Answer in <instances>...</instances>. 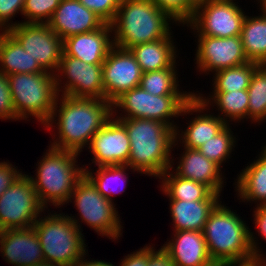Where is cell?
I'll return each instance as SVG.
<instances>
[{"label":"cell","mask_w":266,"mask_h":266,"mask_svg":"<svg viewBox=\"0 0 266 266\" xmlns=\"http://www.w3.org/2000/svg\"><path fill=\"white\" fill-rule=\"evenodd\" d=\"M112 116L109 100L58 94L51 117L41 128L52 132L49 146L82 154Z\"/></svg>","instance_id":"cell-1"},{"label":"cell","mask_w":266,"mask_h":266,"mask_svg":"<svg viewBox=\"0 0 266 266\" xmlns=\"http://www.w3.org/2000/svg\"><path fill=\"white\" fill-rule=\"evenodd\" d=\"M130 139L128 166L141 175L157 179L171 167L175 129L142 118H118Z\"/></svg>","instance_id":"cell-2"},{"label":"cell","mask_w":266,"mask_h":266,"mask_svg":"<svg viewBox=\"0 0 266 266\" xmlns=\"http://www.w3.org/2000/svg\"><path fill=\"white\" fill-rule=\"evenodd\" d=\"M173 26L180 28L152 0H121L111 23L113 46L129 50L138 44L174 38Z\"/></svg>","instance_id":"cell-3"},{"label":"cell","mask_w":266,"mask_h":266,"mask_svg":"<svg viewBox=\"0 0 266 266\" xmlns=\"http://www.w3.org/2000/svg\"><path fill=\"white\" fill-rule=\"evenodd\" d=\"M45 149L43 156L37 160L35 175L27 173L32 180L41 204L46 208L60 210L72 195L78 180L84 175V168L80 161L81 154L53 148ZM50 208H49V207Z\"/></svg>","instance_id":"cell-4"},{"label":"cell","mask_w":266,"mask_h":266,"mask_svg":"<svg viewBox=\"0 0 266 266\" xmlns=\"http://www.w3.org/2000/svg\"><path fill=\"white\" fill-rule=\"evenodd\" d=\"M249 224L222 200L209 214L203 234L213 261L242 263L255 259L249 239Z\"/></svg>","instance_id":"cell-5"},{"label":"cell","mask_w":266,"mask_h":266,"mask_svg":"<svg viewBox=\"0 0 266 266\" xmlns=\"http://www.w3.org/2000/svg\"><path fill=\"white\" fill-rule=\"evenodd\" d=\"M33 228L38 234L46 262L73 266L83 260L89 248L85 235L62 210H45Z\"/></svg>","instance_id":"cell-6"},{"label":"cell","mask_w":266,"mask_h":266,"mask_svg":"<svg viewBox=\"0 0 266 266\" xmlns=\"http://www.w3.org/2000/svg\"><path fill=\"white\" fill-rule=\"evenodd\" d=\"M71 203L78 213L77 215L66 213V215L83 235L86 233H83L82 225L86 224L87 228L93 230L98 236L115 243L120 242L125 227L121 222L122 217L117 210V205L103 197L85 174L76 183L67 205Z\"/></svg>","instance_id":"cell-7"},{"label":"cell","mask_w":266,"mask_h":266,"mask_svg":"<svg viewBox=\"0 0 266 266\" xmlns=\"http://www.w3.org/2000/svg\"><path fill=\"white\" fill-rule=\"evenodd\" d=\"M17 121L43 126L51 117L58 96L55 74L51 72L8 75ZM32 117V119H30Z\"/></svg>","instance_id":"cell-8"},{"label":"cell","mask_w":266,"mask_h":266,"mask_svg":"<svg viewBox=\"0 0 266 266\" xmlns=\"http://www.w3.org/2000/svg\"><path fill=\"white\" fill-rule=\"evenodd\" d=\"M193 96H154L138 86L123 92L112 102L113 117L154 119L176 129L183 107Z\"/></svg>","instance_id":"cell-9"},{"label":"cell","mask_w":266,"mask_h":266,"mask_svg":"<svg viewBox=\"0 0 266 266\" xmlns=\"http://www.w3.org/2000/svg\"><path fill=\"white\" fill-rule=\"evenodd\" d=\"M234 0H207L197 4L193 18L183 26L192 36H240L246 9ZM245 9V10H244ZM246 12V13H245Z\"/></svg>","instance_id":"cell-10"},{"label":"cell","mask_w":266,"mask_h":266,"mask_svg":"<svg viewBox=\"0 0 266 266\" xmlns=\"http://www.w3.org/2000/svg\"><path fill=\"white\" fill-rule=\"evenodd\" d=\"M26 173L0 196V224L5 230L33 227L39 216L47 210Z\"/></svg>","instance_id":"cell-11"},{"label":"cell","mask_w":266,"mask_h":266,"mask_svg":"<svg viewBox=\"0 0 266 266\" xmlns=\"http://www.w3.org/2000/svg\"><path fill=\"white\" fill-rule=\"evenodd\" d=\"M58 94L104 99L102 64H90L62 53L55 73Z\"/></svg>","instance_id":"cell-12"},{"label":"cell","mask_w":266,"mask_h":266,"mask_svg":"<svg viewBox=\"0 0 266 266\" xmlns=\"http://www.w3.org/2000/svg\"><path fill=\"white\" fill-rule=\"evenodd\" d=\"M196 48L193 54L196 75L207 76L215 72L240 66L249 62L240 36L217 38L211 36H193ZM197 38V39H196ZM196 51V52H195ZM196 64V65H195Z\"/></svg>","instance_id":"cell-13"},{"label":"cell","mask_w":266,"mask_h":266,"mask_svg":"<svg viewBox=\"0 0 266 266\" xmlns=\"http://www.w3.org/2000/svg\"><path fill=\"white\" fill-rule=\"evenodd\" d=\"M7 31L45 71L57 72L63 53V40L48 24L21 23Z\"/></svg>","instance_id":"cell-14"},{"label":"cell","mask_w":266,"mask_h":266,"mask_svg":"<svg viewBox=\"0 0 266 266\" xmlns=\"http://www.w3.org/2000/svg\"><path fill=\"white\" fill-rule=\"evenodd\" d=\"M202 103L195 95L185 104L180 117L186 120V127L180 121L175 129V141L189 149H198L210 138L220 133L228 124ZM193 115L192 117H189ZM195 115V116H194ZM185 117V118H184ZM189 117V118H188ZM184 129V130H183Z\"/></svg>","instance_id":"cell-15"},{"label":"cell","mask_w":266,"mask_h":266,"mask_svg":"<svg viewBox=\"0 0 266 266\" xmlns=\"http://www.w3.org/2000/svg\"><path fill=\"white\" fill-rule=\"evenodd\" d=\"M84 151H87L88 155L90 153L92 159L88 164L84 163L83 168L127 165L130 156V139L125 126L112 116L93 135L88 147Z\"/></svg>","instance_id":"cell-16"},{"label":"cell","mask_w":266,"mask_h":266,"mask_svg":"<svg viewBox=\"0 0 266 266\" xmlns=\"http://www.w3.org/2000/svg\"><path fill=\"white\" fill-rule=\"evenodd\" d=\"M142 71L130 50L113 46L102 64L104 99L113 102L140 85Z\"/></svg>","instance_id":"cell-17"},{"label":"cell","mask_w":266,"mask_h":266,"mask_svg":"<svg viewBox=\"0 0 266 266\" xmlns=\"http://www.w3.org/2000/svg\"><path fill=\"white\" fill-rule=\"evenodd\" d=\"M180 153L177 157L175 149ZM173 152L170 169L179 177L192 179L196 182L207 185L213 192L224 194V187H226L225 171L215 162L206 158L198 149H189L181 147L176 141L173 145ZM177 159V160H175ZM176 162V163H175ZM176 165V166H175ZM223 192V193H222Z\"/></svg>","instance_id":"cell-18"},{"label":"cell","mask_w":266,"mask_h":266,"mask_svg":"<svg viewBox=\"0 0 266 266\" xmlns=\"http://www.w3.org/2000/svg\"><path fill=\"white\" fill-rule=\"evenodd\" d=\"M0 256L12 266H34L45 261L33 227L4 230L0 238Z\"/></svg>","instance_id":"cell-19"},{"label":"cell","mask_w":266,"mask_h":266,"mask_svg":"<svg viewBox=\"0 0 266 266\" xmlns=\"http://www.w3.org/2000/svg\"><path fill=\"white\" fill-rule=\"evenodd\" d=\"M47 24L64 40L73 35L95 31L105 22L79 0H62Z\"/></svg>","instance_id":"cell-20"},{"label":"cell","mask_w":266,"mask_h":266,"mask_svg":"<svg viewBox=\"0 0 266 266\" xmlns=\"http://www.w3.org/2000/svg\"><path fill=\"white\" fill-rule=\"evenodd\" d=\"M113 47L111 24L101 28L70 36L63 40V52L90 64H103L108 52Z\"/></svg>","instance_id":"cell-21"},{"label":"cell","mask_w":266,"mask_h":266,"mask_svg":"<svg viewBox=\"0 0 266 266\" xmlns=\"http://www.w3.org/2000/svg\"><path fill=\"white\" fill-rule=\"evenodd\" d=\"M260 148L255 159L239 171L233 182L238 204L266 206V150Z\"/></svg>","instance_id":"cell-22"},{"label":"cell","mask_w":266,"mask_h":266,"mask_svg":"<svg viewBox=\"0 0 266 266\" xmlns=\"http://www.w3.org/2000/svg\"><path fill=\"white\" fill-rule=\"evenodd\" d=\"M161 245L175 266H204L211 261L203 231H173Z\"/></svg>","instance_id":"cell-23"},{"label":"cell","mask_w":266,"mask_h":266,"mask_svg":"<svg viewBox=\"0 0 266 266\" xmlns=\"http://www.w3.org/2000/svg\"><path fill=\"white\" fill-rule=\"evenodd\" d=\"M175 38H163L131 47L129 50L140 65L142 73L168 67H179L180 49Z\"/></svg>","instance_id":"cell-24"},{"label":"cell","mask_w":266,"mask_h":266,"mask_svg":"<svg viewBox=\"0 0 266 266\" xmlns=\"http://www.w3.org/2000/svg\"><path fill=\"white\" fill-rule=\"evenodd\" d=\"M195 96L211 111L215 109L216 115L227 124H233L236 127L240 125L239 123L248 121L249 95L247 90L207 92L205 95L202 90H199L195 91Z\"/></svg>","instance_id":"cell-25"},{"label":"cell","mask_w":266,"mask_h":266,"mask_svg":"<svg viewBox=\"0 0 266 266\" xmlns=\"http://www.w3.org/2000/svg\"><path fill=\"white\" fill-rule=\"evenodd\" d=\"M172 231H203L211 211L221 200L183 201L167 200Z\"/></svg>","instance_id":"cell-26"},{"label":"cell","mask_w":266,"mask_h":266,"mask_svg":"<svg viewBox=\"0 0 266 266\" xmlns=\"http://www.w3.org/2000/svg\"><path fill=\"white\" fill-rule=\"evenodd\" d=\"M159 191L168 200L201 201L223 200L222 195L213 192L207 185L177 176L170 168L159 178ZM221 197V198H220Z\"/></svg>","instance_id":"cell-27"},{"label":"cell","mask_w":266,"mask_h":266,"mask_svg":"<svg viewBox=\"0 0 266 266\" xmlns=\"http://www.w3.org/2000/svg\"><path fill=\"white\" fill-rule=\"evenodd\" d=\"M0 71L5 75L45 71L21 44L8 32L0 34Z\"/></svg>","instance_id":"cell-28"},{"label":"cell","mask_w":266,"mask_h":266,"mask_svg":"<svg viewBox=\"0 0 266 266\" xmlns=\"http://www.w3.org/2000/svg\"><path fill=\"white\" fill-rule=\"evenodd\" d=\"M95 169V170H94ZM84 168V174L96 186L97 191L116 204V195L124 194L129 182V174H140L128 165H108L95 168ZM130 171L131 173H127ZM136 172V173H135ZM127 184V185H126Z\"/></svg>","instance_id":"cell-29"},{"label":"cell","mask_w":266,"mask_h":266,"mask_svg":"<svg viewBox=\"0 0 266 266\" xmlns=\"http://www.w3.org/2000/svg\"><path fill=\"white\" fill-rule=\"evenodd\" d=\"M240 37L247 59L266 64V16L247 12Z\"/></svg>","instance_id":"cell-30"},{"label":"cell","mask_w":266,"mask_h":266,"mask_svg":"<svg viewBox=\"0 0 266 266\" xmlns=\"http://www.w3.org/2000/svg\"><path fill=\"white\" fill-rule=\"evenodd\" d=\"M179 67H168L158 71L142 73L140 87L154 96L160 95H195V90H183L180 86ZM180 82V84H179ZM182 87V88H181Z\"/></svg>","instance_id":"cell-31"},{"label":"cell","mask_w":266,"mask_h":266,"mask_svg":"<svg viewBox=\"0 0 266 266\" xmlns=\"http://www.w3.org/2000/svg\"><path fill=\"white\" fill-rule=\"evenodd\" d=\"M259 64L249 61L240 66L219 70L212 75L209 92H230L247 90L255 68Z\"/></svg>","instance_id":"cell-32"},{"label":"cell","mask_w":266,"mask_h":266,"mask_svg":"<svg viewBox=\"0 0 266 266\" xmlns=\"http://www.w3.org/2000/svg\"><path fill=\"white\" fill-rule=\"evenodd\" d=\"M247 92L249 125H262L266 122V64H259L255 68Z\"/></svg>","instance_id":"cell-33"},{"label":"cell","mask_w":266,"mask_h":266,"mask_svg":"<svg viewBox=\"0 0 266 266\" xmlns=\"http://www.w3.org/2000/svg\"><path fill=\"white\" fill-rule=\"evenodd\" d=\"M232 126V124H228L220 133L198 148L206 158L218 164L223 170L226 162L231 161L232 154H235L233 152L237 148L238 140H240L237 133L235 132L236 135L233 133Z\"/></svg>","instance_id":"cell-34"},{"label":"cell","mask_w":266,"mask_h":266,"mask_svg":"<svg viewBox=\"0 0 266 266\" xmlns=\"http://www.w3.org/2000/svg\"><path fill=\"white\" fill-rule=\"evenodd\" d=\"M62 0H24L22 23L47 24Z\"/></svg>","instance_id":"cell-35"},{"label":"cell","mask_w":266,"mask_h":266,"mask_svg":"<svg viewBox=\"0 0 266 266\" xmlns=\"http://www.w3.org/2000/svg\"><path fill=\"white\" fill-rule=\"evenodd\" d=\"M152 1L181 27L185 26L193 18L197 6L192 0Z\"/></svg>","instance_id":"cell-36"},{"label":"cell","mask_w":266,"mask_h":266,"mask_svg":"<svg viewBox=\"0 0 266 266\" xmlns=\"http://www.w3.org/2000/svg\"><path fill=\"white\" fill-rule=\"evenodd\" d=\"M253 208V219L251 218V221L253 220L252 224L254 225L252 227L256 228L255 232L251 230L252 228H249L250 245L254 253L255 259L264 260L266 259V252L263 251V247L261 249L262 245L260 244L262 243L259 240L262 239L264 240V242H266V206H253ZM255 234L258 236H256Z\"/></svg>","instance_id":"cell-37"},{"label":"cell","mask_w":266,"mask_h":266,"mask_svg":"<svg viewBox=\"0 0 266 266\" xmlns=\"http://www.w3.org/2000/svg\"><path fill=\"white\" fill-rule=\"evenodd\" d=\"M23 5L24 0H0V28L3 31L22 23V20H12L17 15L22 16Z\"/></svg>","instance_id":"cell-38"},{"label":"cell","mask_w":266,"mask_h":266,"mask_svg":"<svg viewBox=\"0 0 266 266\" xmlns=\"http://www.w3.org/2000/svg\"><path fill=\"white\" fill-rule=\"evenodd\" d=\"M87 9L99 16L105 23L115 19L121 0H79Z\"/></svg>","instance_id":"cell-39"},{"label":"cell","mask_w":266,"mask_h":266,"mask_svg":"<svg viewBox=\"0 0 266 266\" xmlns=\"http://www.w3.org/2000/svg\"><path fill=\"white\" fill-rule=\"evenodd\" d=\"M0 120L17 121V114L14 110L12 93L9 88L8 76L0 71Z\"/></svg>","instance_id":"cell-40"},{"label":"cell","mask_w":266,"mask_h":266,"mask_svg":"<svg viewBox=\"0 0 266 266\" xmlns=\"http://www.w3.org/2000/svg\"><path fill=\"white\" fill-rule=\"evenodd\" d=\"M20 170L9 160L0 161V196L24 173Z\"/></svg>","instance_id":"cell-41"},{"label":"cell","mask_w":266,"mask_h":266,"mask_svg":"<svg viewBox=\"0 0 266 266\" xmlns=\"http://www.w3.org/2000/svg\"><path fill=\"white\" fill-rule=\"evenodd\" d=\"M156 248L155 244L148 243V266H175L168 252L162 246Z\"/></svg>","instance_id":"cell-42"},{"label":"cell","mask_w":266,"mask_h":266,"mask_svg":"<svg viewBox=\"0 0 266 266\" xmlns=\"http://www.w3.org/2000/svg\"><path fill=\"white\" fill-rule=\"evenodd\" d=\"M118 266H148V244L123 256Z\"/></svg>","instance_id":"cell-43"},{"label":"cell","mask_w":266,"mask_h":266,"mask_svg":"<svg viewBox=\"0 0 266 266\" xmlns=\"http://www.w3.org/2000/svg\"><path fill=\"white\" fill-rule=\"evenodd\" d=\"M88 250L86 251L83 260L81 261L85 266H118L117 264H113V262L105 261V260H99V259H93L90 256H88ZM88 257V258H87ZM90 257V258H89Z\"/></svg>","instance_id":"cell-44"},{"label":"cell","mask_w":266,"mask_h":266,"mask_svg":"<svg viewBox=\"0 0 266 266\" xmlns=\"http://www.w3.org/2000/svg\"><path fill=\"white\" fill-rule=\"evenodd\" d=\"M222 266H265L264 260L253 259L251 261L242 262V263H226Z\"/></svg>","instance_id":"cell-45"},{"label":"cell","mask_w":266,"mask_h":266,"mask_svg":"<svg viewBox=\"0 0 266 266\" xmlns=\"http://www.w3.org/2000/svg\"><path fill=\"white\" fill-rule=\"evenodd\" d=\"M258 9L256 11L260 12L262 15L266 16V0H255V3Z\"/></svg>","instance_id":"cell-46"},{"label":"cell","mask_w":266,"mask_h":266,"mask_svg":"<svg viewBox=\"0 0 266 266\" xmlns=\"http://www.w3.org/2000/svg\"><path fill=\"white\" fill-rule=\"evenodd\" d=\"M34 266H60V265H58V264H52V263H49V262L44 261V262L38 263V264H36Z\"/></svg>","instance_id":"cell-47"},{"label":"cell","mask_w":266,"mask_h":266,"mask_svg":"<svg viewBox=\"0 0 266 266\" xmlns=\"http://www.w3.org/2000/svg\"><path fill=\"white\" fill-rule=\"evenodd\" d=\"M223 263L218 262V261H211L210 263L204 265V266H222Z\"/></svg>","instance_id":"cell-48"},{"label":"cell","mask_w":266,"mask_h":266,"mask_svg":"<svg viewBox=\"0 0 266 266\" xmlns=\"http://www.w3.org/2000/svg\"><path fill=\"white\" fill-rule=\"evenodd\" d=\"M196 5L207 0H192Z\"/></svg>","instance_id":"cell-49"},{"label":"cell","mask_w":266,"mask_h":266,"mask_svg":"<svg viewBox=\"0 0 266 266\" xmlns=\"http://www.w3.org/2000/svg\"><path fill=\"white\" fill-rule=\"evenodd\" d=\"M4 228L2 227V225L0 224V238H1V236L3 235V232H4Z\"/></svg>","instance_id":"cell-50"},{"label":"cell","mask_w":266,"mask_h":266,"mask_svg":"<svg viewBox=\"0 0 266 266\" xmlns=\"http://www.w3.org/2000/svg\"><path fill=\"white\" fill-rule=\"evenodd\" d=\"M73 266H85L82 262L74 264Z\"/></svg>","instance_id":"cell-51"},{"label":"cell","mask_w":266,"mask_h":266,"mask_svg":"<svg viewBox=\"0 0 266 266\" xmlns=\"http://www.w3.org/2000/svg\"><path fill=\"white\" fill-rule=\"evenodd\" d=\"M262 147L266 150V143H263Z\"/></svg>","instance_id":"cell-52"}]
</instances>
